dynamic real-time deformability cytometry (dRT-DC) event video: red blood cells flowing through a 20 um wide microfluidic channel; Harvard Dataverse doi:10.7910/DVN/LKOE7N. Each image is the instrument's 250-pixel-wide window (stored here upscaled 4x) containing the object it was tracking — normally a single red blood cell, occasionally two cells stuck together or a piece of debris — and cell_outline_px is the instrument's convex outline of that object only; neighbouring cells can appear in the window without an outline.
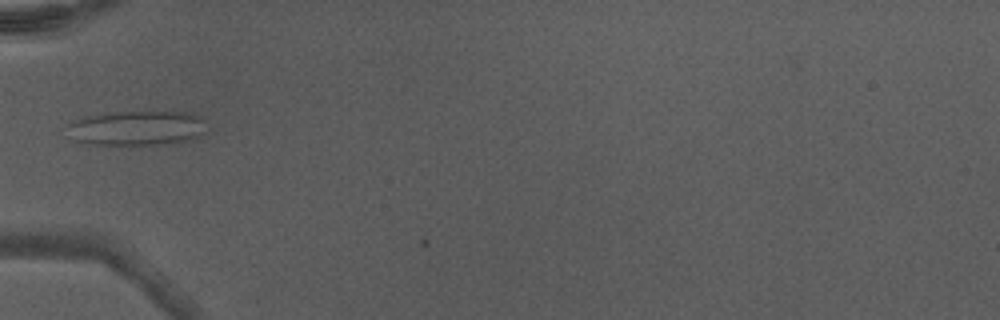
{"species": "Egyptian fruit bat (a non-hibernating species)", "species_latin": "Rousettus aegyptiacus", "temperature_condition": "warm", "stored_images_in_passage": 7, "camera_frame_rate_fps": 3000, "um_per_image_px": 0.085, "animal": {"sex": "male"}, "frame": {"image": 1, "passage_image": 2, "time_ms": 0.333, "image_size_px": [1000, 320], "cell_outline_px": [[204, 132], [192, 140], [156, 144], [84, 144], [72, 140], [64, 124], [72, 120], [88, 116], [116, 112], [192, 112], [200, 116], [204, 120]], "centroid_in_image_um": [11.57, 10.88], "position_along_channel_um": 73.4, "area_um2": 28.32}}